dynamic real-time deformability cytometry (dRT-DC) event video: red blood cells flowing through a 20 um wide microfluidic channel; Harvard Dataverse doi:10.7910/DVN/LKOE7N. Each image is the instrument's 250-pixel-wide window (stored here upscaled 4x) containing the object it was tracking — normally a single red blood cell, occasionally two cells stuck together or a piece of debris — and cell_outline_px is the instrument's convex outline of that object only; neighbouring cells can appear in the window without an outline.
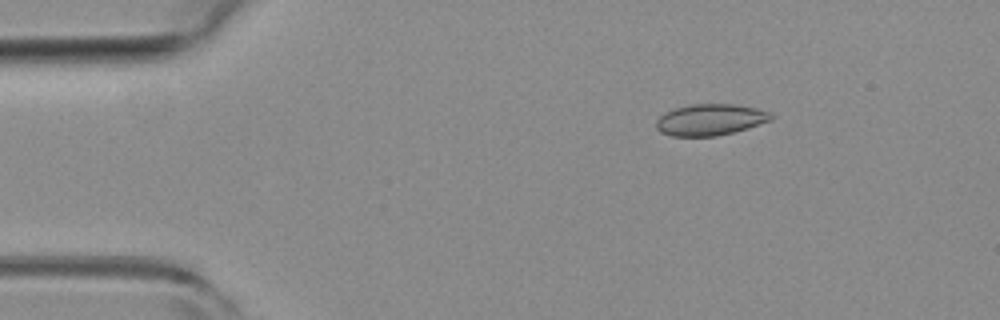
{"species": "common noctule bat (a hibernating species)", "species_latin": "Nyctalus noctula", "temperature_condition": "room temperature", "stored_images_in_passage": 5, "camera_frame_rate_fps": 3000, "um_per_image_px": 0.085, "animal": {"sex": "female", "body_mass_g": 19.3, "forearm_length_mm": 54.1}, "frame": {"image": 1, "passage_image": 3, "time_ms": 0.667, "image_size_px": [1000, 320], "cell_outline_px": [[772, 120], [748, 128], [716, 136], [672, 136], [660, 132], [656, 128], [656, 120], [664, 112], [676, 108], [692, 104], [732, 104], [756, 108], [768, 112], [772, 116]], "centroid_in_image_um": [60.34, 10.18], "position_along_channel_um": 24.7, "area_um2": 20.87}}